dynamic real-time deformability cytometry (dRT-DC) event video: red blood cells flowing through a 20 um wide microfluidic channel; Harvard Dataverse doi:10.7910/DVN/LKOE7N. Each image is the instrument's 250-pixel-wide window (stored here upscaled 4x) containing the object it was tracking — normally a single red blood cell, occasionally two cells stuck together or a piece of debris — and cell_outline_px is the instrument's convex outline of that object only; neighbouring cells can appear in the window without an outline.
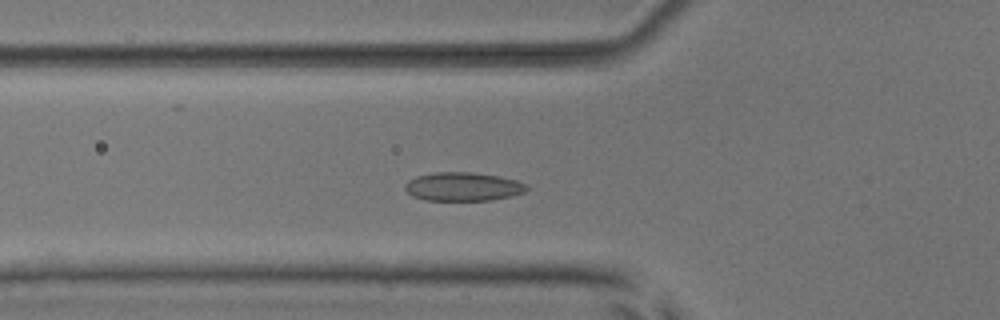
{"species": "common noctule bat (a hibernating species)", "species_latin": "Nyctalus noctula", "temperature_condition": "room temperature", "stored_images_in_passage": 48, "camera_frame_rate_fps": 3000, "um_per_image_px": 0.085, "animal": {"sex": "male", "body_mass_g": 17.9, "forearm_length_mm": 54.2}, "frame": {"image": 1, "passage_image": 14, "time_ms": 4.333, "image_size_px": [1000, 320], "cell_outline_px": [[528, 188], [524, 192], [512, 196], [492, 200], [424, 200], [412, 196], [404, 188], [404, 184], [408, 180], [416, 176], [436, 172], [472, 172], [500, 176], [516, 180], [524, 184]], "centroid_in_image_um": [39.33, 15.86], "position_along_channel_um": 86.5, "area_um2": 20.35}}
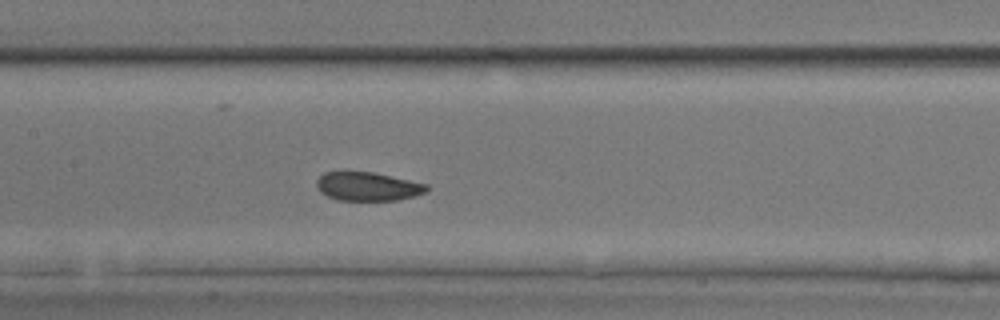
{"frame": {"image": 2, "passage_image": 21, "time_ms": 6.667, "image_size_px": [1000, 320], "cell_outline_px": [[428, 192], [396, 200], [336, 200], [320, 192], [316, 188], [316, 180], [324, 172], [344, 168], [372, 172], [428, 184]], "centroid_in_image_um": [31.17, 15.8], "position_along_channel_um": 176.2, "area_um2": 19.02}}
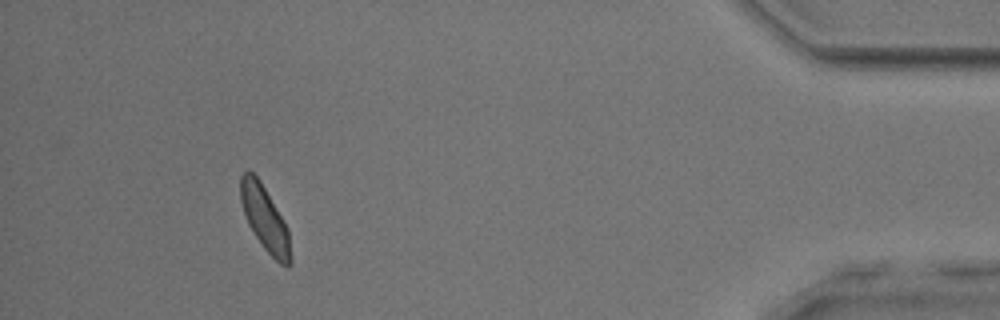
{"frame": {"image": 3, "passage_image": 44, "time_ms": 14.333, "image_size_px": [1000, 320], "cell_outline_px": [[292, 264], [288, 268], [280, 264], [264, 248], [248, 224], [240, 200], [240, 176], [248, 168], [260, 180], [284, 220], [288, 228], [292, 256]], "centroid_in_image_um": [22.53, 18.59], "position_along_channel_um": 412.7, "area_um2": 19.02}, "authors_computed_cell_mechanics": {"area_um2": 19.3341, "velocity_mm_per_s": 3.8535, "shape_relaxation_time_tau1_ms": null, "shape_relaxation_time_tau2_ms": 2.6531, "deformation_change_tau1": null, "deformation_change_tau2": 0.068}}